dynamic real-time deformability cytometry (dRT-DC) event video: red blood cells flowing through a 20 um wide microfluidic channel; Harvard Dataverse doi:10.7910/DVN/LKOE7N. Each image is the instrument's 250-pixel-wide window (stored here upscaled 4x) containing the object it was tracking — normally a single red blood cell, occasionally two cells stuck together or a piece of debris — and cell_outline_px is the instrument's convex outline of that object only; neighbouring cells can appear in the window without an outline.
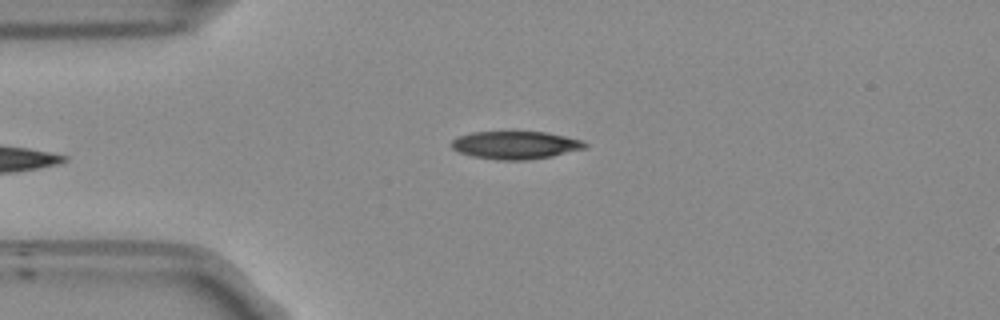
{"species": "Egyptian fruit bat (a non-hibernating species)", "species_latin": "Rousettus aegyptiacus", "temperature_condition": "room temperature", "stored_images_in_passage": 39, "camera_frame_rate_fps": 3000, "um_per_image_px": 0.085, "frame": {"image": 1, "passage_image": 6, "time_ms": 1.667, "image_size_px": [1000, 320], "cell_outline_px": [[588, 144], [584, 148], [552, 156], [524, 160], [500, 160], [472, 156], [460, 152], [452, 148], [452, 140], [456, 136], [472, 132], [544, 132], [564, 136], [580, 140]], "centroid_in_image_um": [43.77, 12.33], "position_along_channel_um": 41.2, "area_um2": 21.39}}
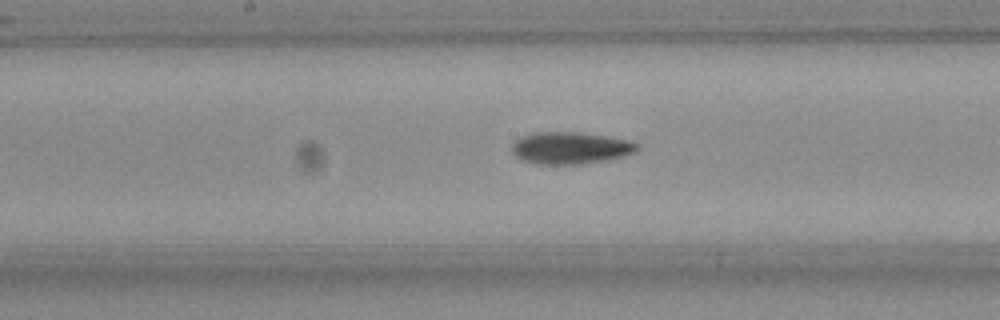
{"frame": {"image": 2, "passage_image": 20, "time_ms": 6.333, "image_size_px": [1000, 320], "cell_outline_px": [[640, 148], [636, 152], [624, 156], [608, 160], [584, 164], [536, 164], [524, 160], [516, 156], [512, 152], [512, 144], [520, 136], [532, 132], [580, 132], [608, 136], [628, 140], [640, 144]], "centroid_in_image_um": [48.52, 12.57], "position_along_channel_um": 199.7, "area_um2": 23.7}}
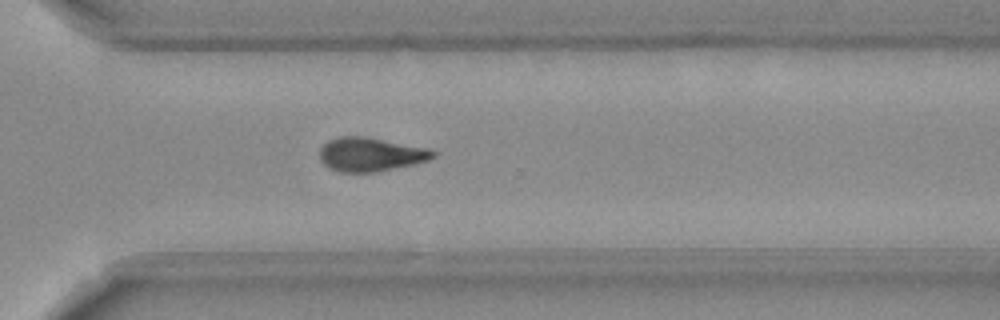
{"frame": {"image": 3, "passage_image": 31, "time_ms": 10.0, "image_size_px": [1000, 320], "cell_outline_px": [[436, 156], [428, 160], [412, 164], [376, 172], [340, 172], [324, 164], [320, 160], [320, 148], [328, 140], [340, 136], [364, 136], [428, 148], [436, 152]], "centroid_in_image_um": [31.49, 13.11], "position_along_channel_um": 339.1, "area_um2": 22.2}, "authors_computed_cell_mechanics": {"area_um2": 22.0796, "velocity_mm_per_s": 3.8154, "shape_relaxation_time_tau1_ms": 6.2716, "shape_relaxation_time_tau2_ms": null, "deformation_change_tau1": 0.1721, "deformation_change_tau2": null}}